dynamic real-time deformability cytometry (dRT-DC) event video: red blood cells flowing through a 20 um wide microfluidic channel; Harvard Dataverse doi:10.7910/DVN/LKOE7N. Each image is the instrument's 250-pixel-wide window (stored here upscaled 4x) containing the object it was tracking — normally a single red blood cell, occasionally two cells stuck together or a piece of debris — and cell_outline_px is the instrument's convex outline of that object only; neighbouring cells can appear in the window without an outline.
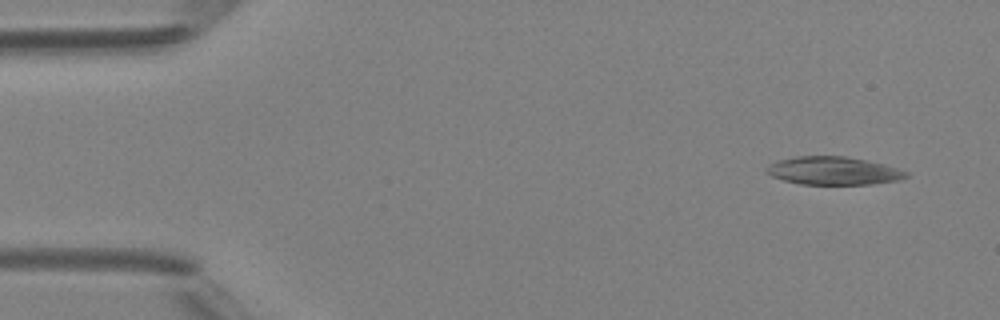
{"species": "Egyptian fruit bat (a non-hibernating species)", "species_latin": "Rousettus aegyptiacus", "temperature_condition": "room temperature", "stored_images_in_passage": 4, "camera_frame_rate_fps": 3000, "um_per_image_px": 0.085, "animal": {"sex": "female"}, "frame": {"image": 1, "passage_image": 1, "time_ms": 0.0, "image_size_px": [1000, 320], "cell_outline_px": [[908, 176], [900, 180], [872, 184], [800, 184], [784, 180], [772, 176], [764, 172], [764, 168], [768, 164], [776, 160], [796, 156], [844, 156], [884, 164], [908, 172]], "centroid_in_image_um": [70.78, 14.51], "position_along_channel_um": 14.2, "area_um2": 22.89}}
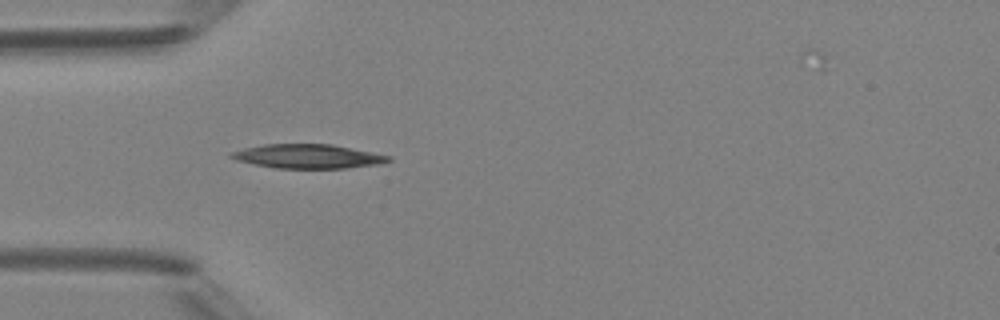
{"frame": {"image": 2, "passage_image": 4, "time_ms": 3.667, "image_size_px": [1000, 320], "cell_outline_px": [[392, 160], [380, 164], [344, 168], [276, 168], [236, 160], [228, 156], [228, 152], [244, 148], [264, 144], [332, 144], [392, 156]], "centroid_in_image_um": [26.17, 13.28], "position_along_channel_um": 58.8, "area_um2": 22.08}}